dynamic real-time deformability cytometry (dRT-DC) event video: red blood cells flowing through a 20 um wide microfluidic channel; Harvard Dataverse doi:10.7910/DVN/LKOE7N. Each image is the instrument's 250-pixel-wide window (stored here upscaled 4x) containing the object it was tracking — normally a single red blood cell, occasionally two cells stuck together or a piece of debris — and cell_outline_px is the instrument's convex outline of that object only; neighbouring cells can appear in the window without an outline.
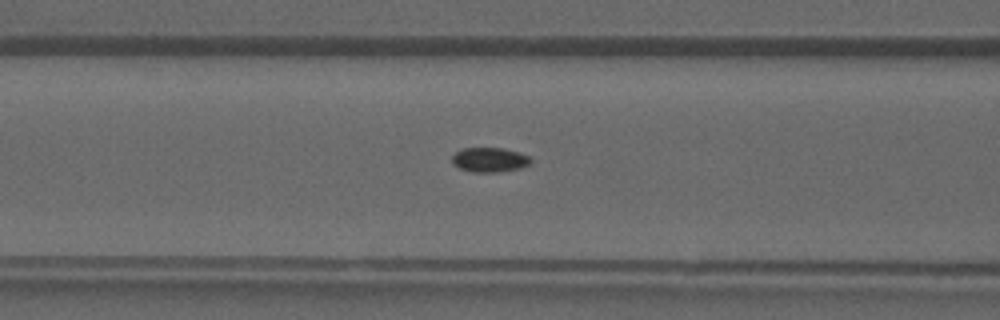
{"species": "common noctule bat (a hibernating species)", "species_latin": "Nyctalus noctula", "temperature_condition": "warm", "stored_images_in_passage": 36, "camera_frame_rate_fps": 3000, "um_per_image_px": 0.085, "animal": {"sex": "male", "forearm_length_mm": 52.5}, "frame": {"image": 1, "passage_image": 17, "time_ms": 5.333, "image_size_px": [1000, 320], "cell_outline_px": [[532, 164], [520, 168], [496, 172], [472, 172], [460, 168], [452, 164], [452, 156], [460, 148], [504, 148], [520, 152], [528, 156], [532, 160]], "centroid_in_image_um": [41.62, 13.57], "position_along_channel_um": 125.0, "area_um2": 11.39}}
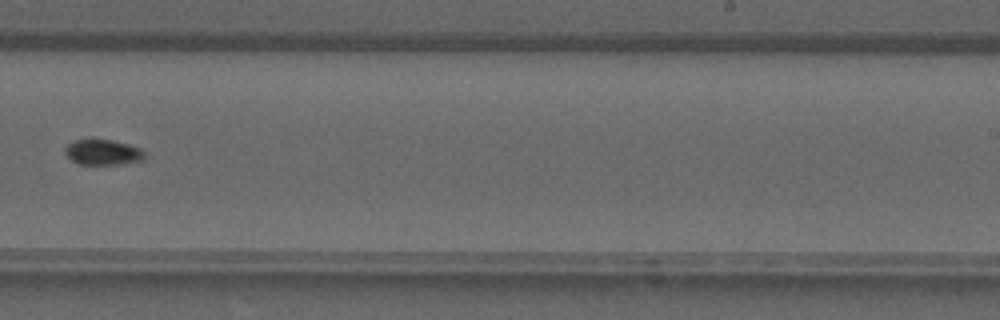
{"frame": {"image": 2, "passage_image": 26, "time_ms": 8.333, "image_size_px": [1000, 320], "cell_outline_px": [[144, 160], [116, 164], [80, 164], [72, 160], [64, 152], [64, 148], [72, 140], [112, 140], [128, 144], [140, 148], [144, 152]], "centroid_in_image_um": [8.73, 12.94], "position_along_channel_um": 280.3, "area_um2": 11.62}}
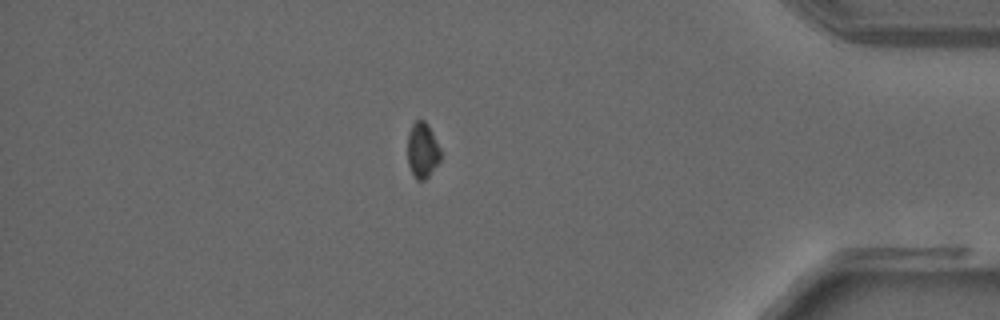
{"frame": {"image": 3, "passage_image": 35, "time_ms": 11.333, "image_size_px": [1000, 320], "cell_outline_px": [[440, 160], [428, 176], [424, 180], [416, 180], [408, 164], [408, 132], [412, 124], [416, 120], [424, 120], [428, 124], [440, 148]], "centroid_in_image_um": [35.9, 12.75], "position_along_channel_um": 399.3, "area_um2": 10.58}}